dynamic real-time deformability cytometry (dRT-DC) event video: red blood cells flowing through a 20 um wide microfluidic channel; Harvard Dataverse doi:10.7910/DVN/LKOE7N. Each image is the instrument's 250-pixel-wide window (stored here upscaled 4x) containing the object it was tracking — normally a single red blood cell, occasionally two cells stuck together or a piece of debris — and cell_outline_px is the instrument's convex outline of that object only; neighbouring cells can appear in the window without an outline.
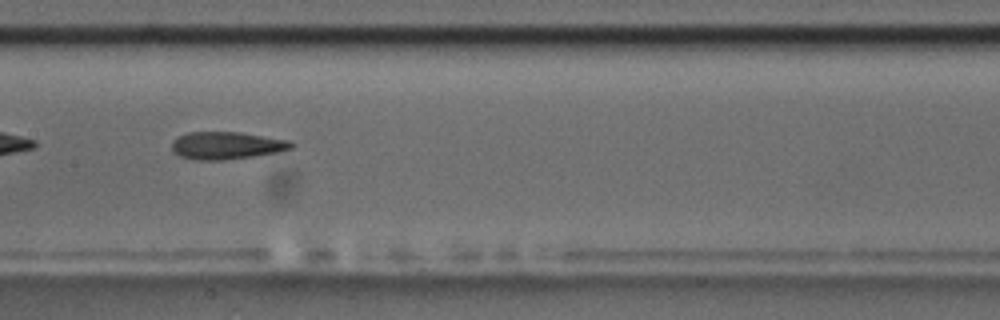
{"species": "common noctule bat (a hibernating species)", "species_latin": "Nyctalus noctula", "temperature_condition": "room temperature", "stored_images_in_passage": 40, "camera_frame_rate_fps": 3000, "um_per_image_px": 0.085, "animal": {"sex": "male", "body_mass_g": 17.5, "forearm_length_mm": 52.3}, "frame": {"image": 1, "passage_image": 12, "time_ms": 3.667, "image_size_px": [1000, 320], "cell_outline_px": [[296, 144], [292, 148], [280, 152], [256, 156], [224, 160], [196, 160], [180, 156], [172, 152], [172, 140], [176, 136], [188, 132], [240, 132], [292, 140]], "centroid_in_image_um": [19.29, 12.36], "position_along_channel_um": 188.1, "area_um2": 19.59}, "authors_computed_cell_mechanics": {"area_um2": 19.3341, "velocity_mm_per_s": 3.6336, "shape_relaxation_time_tau1_ms": 8.052, "shape_relaxation_time_tau2_ms": 2.8503, "deformation_change_tau1": 0.1924, "deformation_change_tau2": 0.1272}}